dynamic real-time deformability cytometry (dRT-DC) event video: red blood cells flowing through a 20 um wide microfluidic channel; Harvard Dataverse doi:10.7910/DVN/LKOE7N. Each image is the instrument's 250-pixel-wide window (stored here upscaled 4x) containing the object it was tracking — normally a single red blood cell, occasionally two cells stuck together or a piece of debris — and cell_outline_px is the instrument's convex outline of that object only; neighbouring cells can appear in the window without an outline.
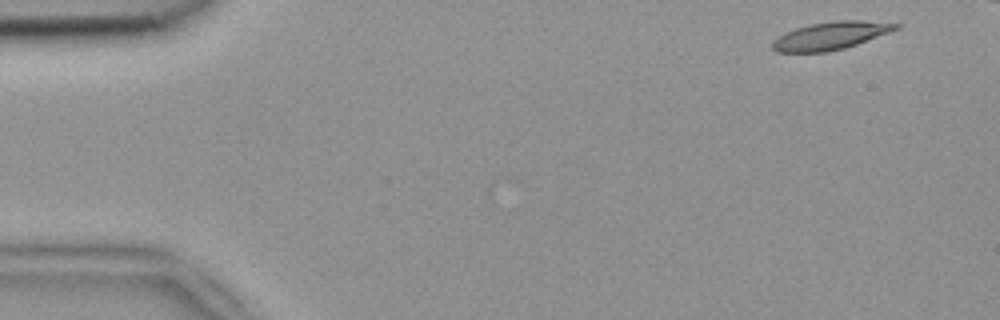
{"species": "common noctule bat (a hibernating species)", "species_latin": "Nyctalus noctula", "temperature_condition": "room temperature", "stored_images_in_passage": 5, "camera_frame_rate_fps": 3000, "um_per_image_px": 0.085, "animal": {"sex": "female", "body_mass_g": 18.4}, "frame": {"image": 1, "passage_image": 1, "time_ms": 0.0, "image_size_px": [1000, 320], "cell_outline_px": [[900, 28], [856, 44], [844, 48], [828, 52], [776, 52], [772, 48], [772, 40], [784, 32], [796, 28], [812, 24], [836, 20], [860, 20], [900, 24]], "centroid_in_image_um": [70.56, 3.04], "position_along_channel_um": 14.4, "area_um2": 19.83}}